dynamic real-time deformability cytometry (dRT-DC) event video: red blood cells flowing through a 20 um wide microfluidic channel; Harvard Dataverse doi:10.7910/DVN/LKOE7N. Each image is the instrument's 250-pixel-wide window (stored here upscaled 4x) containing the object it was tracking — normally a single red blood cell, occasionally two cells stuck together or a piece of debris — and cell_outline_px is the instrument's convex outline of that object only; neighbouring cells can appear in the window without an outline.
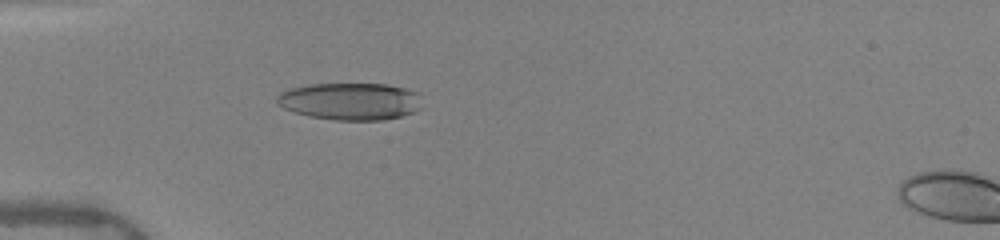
{"species": "human", "species_latin": "Homo sapiens", "temperature_condition": "warm", "stored_images_in_passage": 35, "camera_frame_rate_fps": 3000, "um_per_image_px": 0.085, "donor": {"sex": "female"}, "frame": {"image": 1, "passage_image": 1, "time_ms": 0.0, "image_size_px": [1000, 240], "cell_outline_px": [[420, 108], [412, 112], [400, 116], [384, 120], [336, 120], [312, 116], [296, 112], [284, 108], [276, 104], [276, 96], [280, 92], [288, 88], [308, 84], [388, 84], [404, 88], [416, 92]], "centroid_in_image_um": [29.71, 8.6], "position_along_channel_um": 55.3, "area_um2": 31.27}}
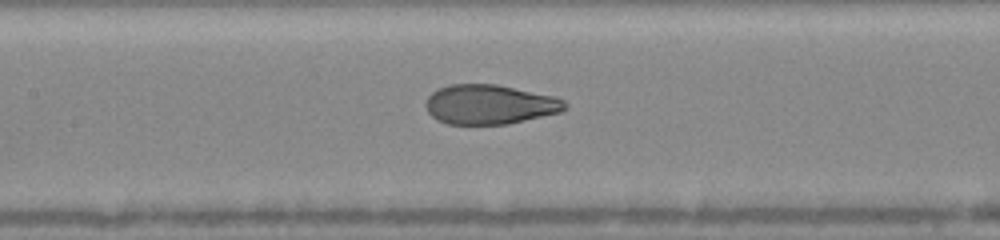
{"frame": {"image": 2, "passage_image": 10, "time_ms": 3.0, "image_size_px": [1000, 240], "cell_outline_px": [[568, 108], [560, 112], [508, 124], [448, 124], [436, 120], [428, 112], [424, 104], [428, 96], [432, 92], [448, 84], [496, 84], [552, 96], [564, 100], [568, 104]], "centroid_in_image_um": [41.6, 8.88], "position_along_channel_um": 165.8, "area_um2": 32.08}}
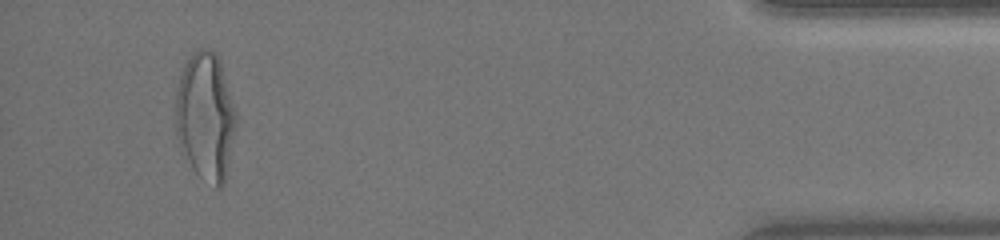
{"frame": {"image": 3, "passage_image": 33, "time_ms": 10.667, "image_size_px": [1000, 240], "cell_outline_px": [[236, 128], [224, 184], [220, 188], [216, 188], [200, 176], [192, 168], [180, 144], [176, 132], [176, 92], [180, 76], [188, 60], [196, 48], [208, 48], [216, 52], [220, 60], [236, 112]], "centroid_in_image_um": [17.49, 9.88], "position_along_channel_um": 417.7, "area_um2": 44.74}, "authors_computed_cell_mechanics": {"area_um2": 32.946, "velocity_mm_per_s": 4.0523, "shape_relaxation_time_tau1_ms": 4.3537, "shape_relaxation_time_tau2_ms": null, "deformation_change_tau1": 0.2315, "deformation_change_tau2": null}}